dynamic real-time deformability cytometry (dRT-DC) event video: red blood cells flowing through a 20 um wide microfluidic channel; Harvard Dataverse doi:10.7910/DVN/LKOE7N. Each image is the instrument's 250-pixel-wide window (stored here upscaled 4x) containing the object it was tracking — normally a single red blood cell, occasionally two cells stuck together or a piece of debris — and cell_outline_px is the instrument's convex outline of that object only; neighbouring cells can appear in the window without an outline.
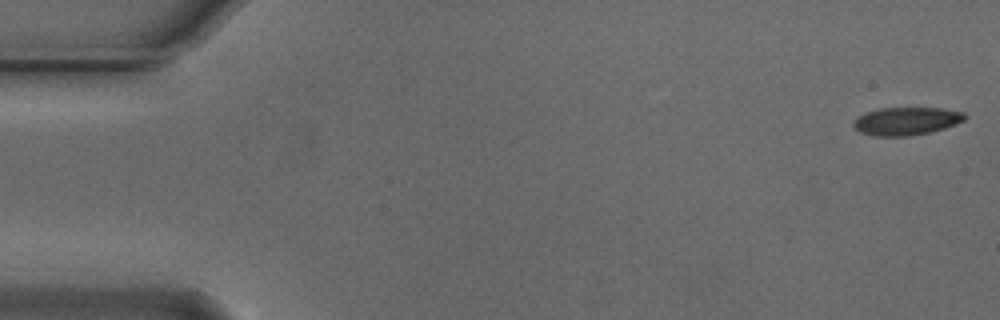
{"species": "Egyptian fruit bat (a non-hibernating species)", "species_latin": "Rousettus aegyptiacus", "temperature_condition": "cold", "stored_images_in_passage": 54, "camera_frame_rate_fps": 3000, "um_per_image_px": 0.085, "animal": {"sex": "male"}, "frame": {"image": 1, "passage_image": 1, "time_ms": 0.0, "image_size_px": [1000, 320], "cell_outline_px": [[968, 116], [964, 120], [956, 124], [944, 128], [928, 132], [908, 136], [872, 136], [860, 132], [852, 124], [852, 120], [868, 112], [880, 108], [940, 108], [964, 112]], "centroid_in_image_um": [77.04, 10.29], "position_along_channel_um": 8.0, "area_um2": 18.03}}
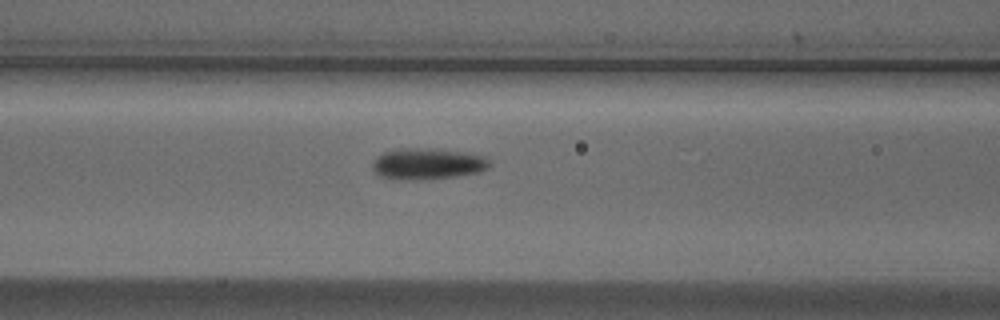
{"frame": {"image": 2, "passage_image": 22, "time_ms": 7.0, "image_size_px": [1000, 320], "cell_outline_px": [[492, 164], [488, 168], [480, 172], [456, 176], [416, 180], [408, 180], [380, 176], [372, 168], [372, 164], [376, 156], [384, 152], [400, 148], [432, 148], [472, 152], [484, 156]], "centroid_in_image_um": [36.38, 13.9], "position_along_channel_um": 130.2, "area_um2": 21.56}}
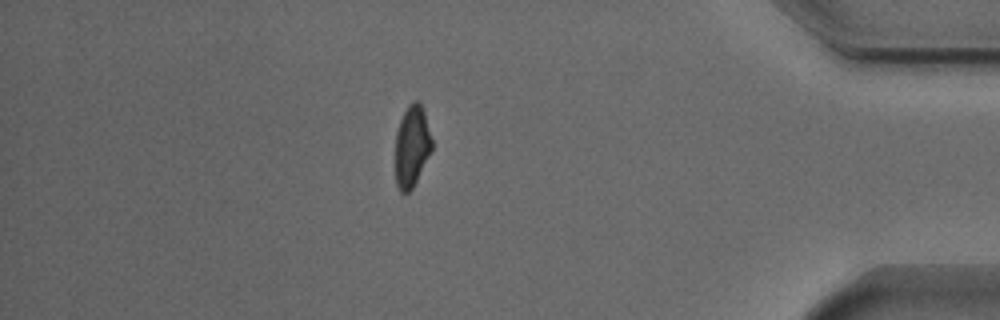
{"frame": {"image": 3, "passage_image": 47, "time_ms": 15.333, "image_size_px": [1000, 320], "cell_outline_px": [[432, 148], [412, 188], [408, 192], [400, 192], [396, 184], [396, 132], [400, 120], [408, 104], [412, 100], [420, 100], [424, 112], [432, 140]], "centroid_in_image_um": [35.0, 12.38], "position_along_channel_um": 400.2, "area_um2": 17.11}, "authors_computed_cell_mechanics": {"area_um2": 19.4497, "velocity_mm_per_s": 3.7453, "shape_relaxation_time_tau1_ms": 4.0923, "shape_relaxation_time_tau2_ms": 10.0637, "deformation_change_tau1": 0.1173, "deformation_change_tau2": 0.1542}}